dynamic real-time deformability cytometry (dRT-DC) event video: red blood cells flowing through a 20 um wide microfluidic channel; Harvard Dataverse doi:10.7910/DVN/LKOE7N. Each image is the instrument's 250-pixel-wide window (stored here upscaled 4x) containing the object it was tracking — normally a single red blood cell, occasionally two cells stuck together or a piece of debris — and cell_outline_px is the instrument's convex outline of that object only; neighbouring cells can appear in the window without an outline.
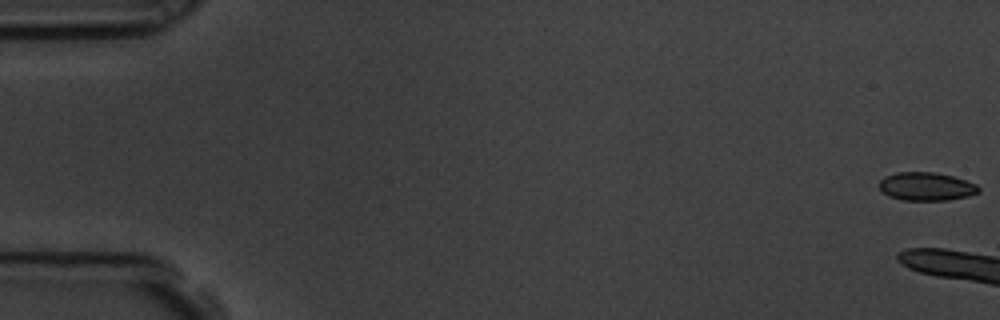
{"species": "common noctule bat (a hibernating species)", "species_latin": "Nyctalus noctula", "temperature_condition": "room temperature", "stored_images_in_passage": 10, "camera_frame_rate_fps": 3000, "um_per_image_px": 0.085, "animal": {"sex": "male", "body_mass_g": 19.5, "forearm_length_mm": 54.6}, "frame": {"image": 1, "passage_image": 1, "time_ms": 0.0, "image_size_px": [1000, 320], "cell_outline_px": [[980, 192], [968, 196], [948, 200], [900, 200], [888, 196], [880, 192], [880, 180], [884, 176], [896, 172], [936, 172], [952, 176], [976, 184], [980, 188]], "centroid_in_image_um": [78.7, 15.85], "position_along_channel_um": 6.3, "area_um2": 16.53}}